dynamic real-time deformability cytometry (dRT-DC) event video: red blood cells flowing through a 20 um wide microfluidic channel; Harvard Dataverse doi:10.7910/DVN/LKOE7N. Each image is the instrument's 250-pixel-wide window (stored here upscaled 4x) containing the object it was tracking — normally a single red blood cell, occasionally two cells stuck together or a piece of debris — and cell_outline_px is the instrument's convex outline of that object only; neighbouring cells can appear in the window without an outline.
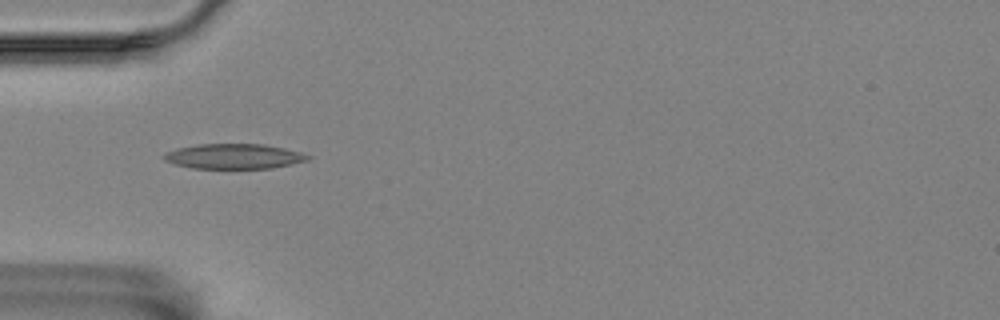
{"species": "Egyptian fruit bat (a non-hibernating species)", "species_latin": "Rousettus aegyptiacus", "temperature_condition": "room temperature", "stored_images_in_passage": 1, "camera_frame_rate_fps": 3000, "um_per_image_px": 0.085, "animal": {"sex": "female"}, "frame": {"image": 1, "passage_image": 1, "time_ms": 0.0, "image_size_px": [1000, 320], "cell_outline_px": [[312, 156], [308, 160], [272, 168], [192, 168], [176, 164], [164, 160], [164, 152], [176, 148], [200, 144], [264, 144], [284, 148], [300, 152]], "centroid_in_image_um": [19.88, 13.28], "position_along_channel_um": 65.1, "area_um2": 20.87}}